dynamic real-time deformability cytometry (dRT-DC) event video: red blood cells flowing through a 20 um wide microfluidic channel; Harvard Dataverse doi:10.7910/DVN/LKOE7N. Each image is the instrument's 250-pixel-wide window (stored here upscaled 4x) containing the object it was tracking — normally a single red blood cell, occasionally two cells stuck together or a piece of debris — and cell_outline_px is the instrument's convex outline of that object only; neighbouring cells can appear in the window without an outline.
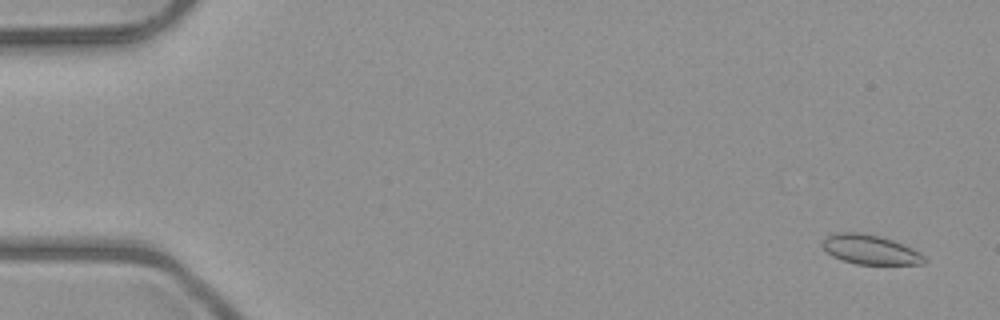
{"species": "common noctule bat (a hibernating species)", "species_latin": "Nyctalus noctula", "temperature_condition": "room temperature", "stored_images_in_passage": 5, "camera_frame_rate_fps": 3000, "um_per_image_px": 0.085, "animal": {"sex": "male", "body_mass_g": 23.1, "forearm_length_mm": 52.7}, "frame": {"image": 1, "passage_image": 1, "time_ms": 0.0, "image_size_px": [1000, 320], "cell_outline_px": [[928, 260], [924, 264], [856, 264], [832, 256], [820, 244], [828, 236], [836, 232], [860, 232], [880, 236], [904, 244], [920, 252]], "centroid_in_image_um": [74.0, 21.21], "position_along_channel_um": 11.0, "area_um2": 17.51}}